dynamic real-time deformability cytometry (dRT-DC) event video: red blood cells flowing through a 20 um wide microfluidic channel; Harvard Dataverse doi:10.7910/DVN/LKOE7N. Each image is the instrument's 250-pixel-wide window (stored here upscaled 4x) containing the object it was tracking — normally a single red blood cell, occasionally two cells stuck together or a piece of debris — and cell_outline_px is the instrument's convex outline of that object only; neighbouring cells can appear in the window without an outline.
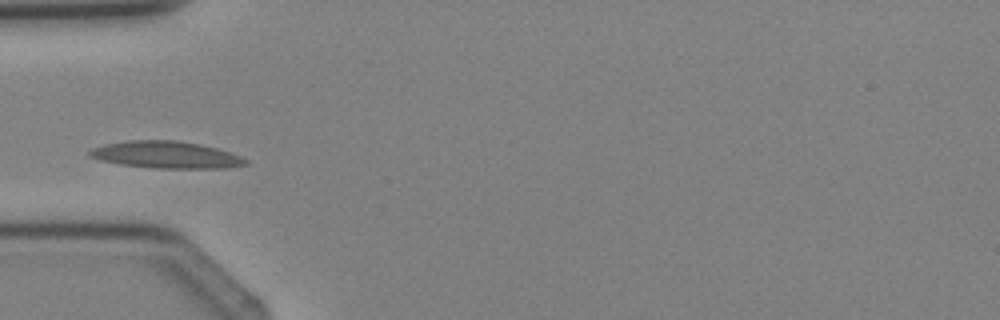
{"species": "Egyptian fruit bat (a non-hibernating species)", "species_latin": "Rousettus aegyptiacus", "temperature_condition": "cold", "stored_images_in_passage": 3, "camera_frame_rate_fps": 3000, "um_per_image_px": 0.085, "animal": {"sex": "female"}, "frame": {"image": 1, "passage_image": 3, "time_ms": 2.333, "image_size_px": [1000, 320], "cell_outline_px": [[248, 164], [228, 168], [152, 168], [120, 164], [100, 160], [88, 156], [88, 152], [92, 148], [104, 144], [128, 140], [176, 140], [200, 144], [216, 148], [240, 156], [248, 160]], "centroid_in_image_um": [14.1, 13.16], "position_along_channel_um": 70.9, "area_um2": 24.57}}